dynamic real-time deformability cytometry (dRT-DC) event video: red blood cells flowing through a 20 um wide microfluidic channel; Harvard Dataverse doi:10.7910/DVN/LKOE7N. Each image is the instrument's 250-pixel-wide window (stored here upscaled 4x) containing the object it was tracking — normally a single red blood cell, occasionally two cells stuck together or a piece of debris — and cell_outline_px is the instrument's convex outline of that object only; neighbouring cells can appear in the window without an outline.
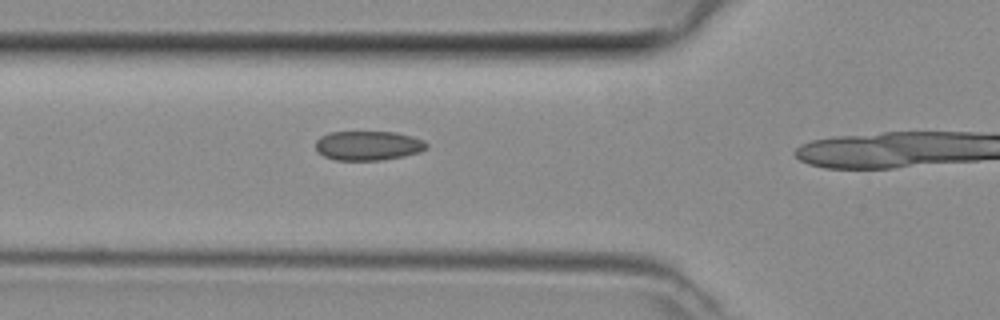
{"species": "common noctule bat (a hibernating species)", "species_latin": "Nyctalus noctula", "temperature_condition": "room temperature", "stored_images_in_passage": 6, "camera_frame_rate_fps": 3000, "um_per_image_px": 0.085, "animal": {"sex": "female", "body_mass_g": 29.2, "forearm_length_mm": 56.3}, "frame": {"image": 1, "passage_image": 3, "time_ms": 0.667, "image_size_px": [1000, 320], "cell_outline_px": [[428, 148], [420, 152], [404, 156], [380, 160], [336, 160], [324, 156], [316, 148], [316, 140], [320, 136], [332, 132], [396, 132], [412, 136], [424, 140], [428, 144]], "centroid_in_image_um": [31.33, 12.37], "position_along_channel_um": 94.5, "area_um2": 19.02}}